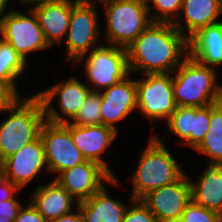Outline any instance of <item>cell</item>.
<instances>
[{
  "mask_svg": "<svg viewBox=\"0 0 222 222\" xmlns=\"http://www.w3.org/2000/svg\"><path fill=\"white\" fill-rule=\"evenodd\" d=\"M185 172L161 139L153 135L133 174V199H142L150 191L178 181Z\"/></svg>",
  "mask_w": 222,
  "mask_h": 222,
  "instance_id": "cell-4",
  "label": "cell"
},
{
  "mask_svg": "<svg viewBox=\"0 0 222 222\" xmlns=\"http://www.w3.org/2000/svg\"><path fill=\"white\" fill-rule=\"evenodd\" d=\"M78 209V213H70L59 218H56L50 222H84L81 211Z\"/></svg>",
  "mask_w": 222,
  "mask_h": 222,
  "instance_id": "cell-34",
  "label": "cell"
},
{
  "mask_svg": "<svg viewBox=\"0 0 222 222\" xmlns=\"http://www.w3.org/2000/svg\"><path fill=\"white\" fill-rule=\"evenodd\" d=\"M195 150L210 158L209 165H222V107L218 103L210 105L209 130Z\"/></svg>",
  "mask_w": 222,
  "mask_h": 222,
  "instance_id": "cell-24",
  "label": "cell"
},
{
  "mask_svg": "<svg viewBox=\"0 0 222 222\" xmlns=\"http://www.w3.org/2000/svg\"><path fill=\"white\" fill-rule=\"evenodd\" d=\"M108 195L104 186L90 198L76 204L84 222H122L127 206Z\"/></svg>",
  "mask_w": 222,
  "mask_h": 222,
  "instance_id": "cell-23",
  "label": "cell"
},
{
  "mask_svg": "<svg viewBox=\"0 0 222 222\" xmlns=\"http://www.w3.org/2000/svg\"><path fill=\"white\" fill-rule=\"evenodd\" d=\"M19 2L21 1L23 4H33V7L35 6H38L46 1H49V0H18Z\"/></svg>",
  "mask_w": 222,
  "mask_h": 222,
  "instance_id": "cell-36",
  "label": "cell"
},
{
  "mask_svg": "<svg viewBox=\"0 0 222 222\" xmlns=\"http://www.w3.org/2000/svg\"><path fill=\"white\" fill-rule=\"evenodd\" d=\"M21 207L18 200L0 202V222H14Z\"/></svg>",
  "mask_w": 222,
  "mask_h": 222,
  "instance_id": "cell-31",
  "label": "cell"
},
{
  "mask_svg": "<svg viewBox=\"0 0 222 222\" xmlns=\"http://www.w3.org/2000/svg\"><path fill=\"white\" fill-rule=\"evenodd\" d=\"M46 166V167H45ZM48 172L44 146L40 136L2 161V175L20 190L42 172Z\"/></svg>",
  "mask_w": 222,
  "mask_h": 222,
  "instance_id": "cell-14",
  "label": "cell"
},
{
  "mask_svg": "<svg viewBox=\"0 0 222 222\" xmlns=\"http://www.w3.org/2000/svg\"><path fill=\"white\" fill-rule=\"evenodd\" d=\"M189 56L205 66L222 65V21L199 29L188 39Z\"/></svg>",
  "mask_w": 222,
  "mask_h": 222,
  "instance_id": "cell-19",
  "label": "cell"
},
{
  "mask_svg": "<svg viewBox=\"0 0 222 222\" xmlns=\"http://www.w3.org/2000/svg\"><path fill=\"white\" fill-rule=\"evenodd\" d=\"M87 53L85 60V74L92 92H101V89L123 81L130 74L127 52L125 48L114 45H98Z\"/></svg>",
  "mask_w": 222,
  "mask_h": 222,
  "instance_id": "cell-6",
  "label": "cell"
},
{
  "mask_svg": "<svg viewBox=\"0 0 222 222\" xmlns=\"http://www.w3.org/2000/svg\"><path fill=\"white\" fill-rule=\"evenodd\" d=\"M79 0H49L31 9L37 16L44 38L51 47L67 35L72 7ZM62 39V40H61Z\"/></svg>",
  "mask_w": 222,
  "mask_h": 222,
  "instance_id": "cell-18",
  "label": "cell"
},
{
  "mask_svg": "<svg viewBox=\"0 0 222 222\" xmlns=\"http://www.w3.org/2000/svg\"><path fill=\"white\" fill-rule=\"evenodd\" d=\"M28 15L11 10L0 23L1 39L9 43L25 61L30 52L50 47L31 8Z\"/></svg>",
  "mask_w": 222,
  "mask_h": 222,
  "instance_id": "cell-9",
  "label": "cell"
},
{
  "mask_svg": "<svg viewBox=\"0 0 222 222\" xmlns=\"http://www.w3.org/2000/svg\"><path fill=\"white\" fill-rule=\"evenodd\" d=\"M63 125L70 131L72 141L80 149L86 160L99 163L114 176L101 155L113 143L114 139L117 138L118 132L103 124L77 126L67 122Z\"/></svg>",
  "mask_w": 222,
  "mask_h": 222,
  "instance_id": "cell-17",
  "label": "cell"
},
{
  "mask_svg": "<svg viewBox=\"0 0 222 222\" xmlns=\"http://www.w3.org/2000/svg\"><path fill=\"white\" fill-rule=\"evenodd\" d=\"M150 2L153 4V8L158 11L157 14H150L152 22L173 23L175 20H179L182 0H146L148 13H150L151 8Z\"/></svg>",
  "mask_w": 222,
  "mask_h": 222,
  "instance_id": "cell-27",
  "label": "cell"
},
{
  "mask_svg": "<svg viewBox=\"0 0 222 222\" xmlns=\"http://www.w3.org/2000/svg\"><path fill=\"white\" fill-rule=\"evenodd\" d=\"M96 0H79L71 10L67 31V59L76 64L84 60V55L98 42L100 25Z\"/></svg>",
  "mask_w": 222,
  "mask_h": 222,
  "instance_id": "cell-7",
  "label": "cell"
},
{
  "mask_svg": "<svg viewBox=\"0 0 222 222\" xmlns=\"http://www.w3.org/2000/svg\"><path fill=\"white\" fill-rule=\"evenodd\" d=\"M90 92L91 87H89V84L81 83L79 79L73 76L67 81L64 80L63 83L55 84L36 95L43 103L45 121L64 124L76 116ZM56 95L58 96L59 108L63 117L59 115L55 107L51 106Z\"/></svg>",
  "mask_w": 222,
  "mask_h": 222,
  "instance_id": "cell-11",
  "label": "cell"
},
{
  "mask_svg": "<svg viewBox=\"0 0 222 222\" xmlns=\"http://www.w3.org/2000/svg\"><path fill=\"white\" fill-rule=\"evenodd\" d=\"M18 191H20V189L15 184L6 179L3 175L0 176V202L17 200L14 196Z\"/></svg>",
  "mask_w": 222,
  "mask_h": 222,
  "instance_id": "cell-33",
  "label": "cell"
},
{
  "mask_svg": "<svg viewBox=\"0 0 222 222\" xmlns=\"http://www.w3.org/2000/svg\"><path fill=\"white\" fill-rule=\"evenodd\" d=\"M101 94L90 92L76 116L69 122L77 126L101 125Z\"/></svg>",
  "mask_w": 222,
  "mask_h": 222,
  "instance_id": "cell-26",
  "label": "cell"
},
{
  "mask_svg": "<svg viewBox=\"0 0 222 222\" xmlns=\"http://www.w3.org/2000/svg\"><path fill=\"white\" fill-rule=\"evenodd\" d=\"M218 104L222 107V97L220 98Z\"/></svg>",
  "mask_w": 222,
  "mask_h": 222,
  "instance_id": "cell-38",
  "label": "cell"
},
{
  "mask_svg": "<svg viewBox=\"0 0 222 222\" xmlns=\"http://www.w3.org/2000/svg\"><path fill=\"white\" fill-rule=\"evenodd\" d=\"M186 222H222V215L191 201L182 214Z\"/></svg>",
  "mask_w": 222,
  "mask_h": 222,
  "instance_id": "cell-28",
  "label": "cell"
},
{
  "mask_svg": "<svg viewBox=\"0 0 222 222\" xmlns=\"http://www.w3.org/2000/svg\"><path fill=\"white\" fill-rule=\"evenodd\" d=\"M14 222H47L38 210L29 202L25 208L21 207Z\"/></svg>",
  "mask_w": 222,
  "mask_h": 222,
  "instance_id": "cell-32",
  "label": "cell"
},
{
  "mask_svg": "<svg viewBox=\"0 0 222 222\" xmlns=\"http://www.w3.org/2000/svg\"><path fill=\"white\" fill-rule=\"evenodd\" d=\"M78 203L58 182L52 180L40 185L32 193L30 201L47 222L72 212L73 202Z\"/></svg>",
  "mask_w": 222,
  "mask_h": 222,
  "instance_id": "cell-20",
  "label": "cell"
},
{
  "mask_svg": "<svg viewBox=\"0 0 222 222\" xmlns=\"http://www.w3.org/2000/svg\"><path fill=\"white\" fill-rule=\"evenodd\" d=\"M130 72L173 73L189 56L188 38L169 22H151L126 48Z\"/></svg>",
  "mask_w": 222,
  "mask_h": 222,
  "instance_id": "cell-1",
  "label": "cell"
},
{
  "mask_svg": "<svg viewBox=\"0 0 222 222\" xmlns=\"http://www.w3.org/2000/svg\"><path fill=\"white\" fill-rule=\"evenodd\" d=\"M167 128L182 139L185 145L196 149L209 130L210 105L206 107H176L165 120Z\"/></svg>",
  "mask_w": 222,
  "mask_h": 222,
  "instance_id": "cell-15",
  "label": "cell"
},
{
  "mask_svg": "<svg viewBox=\"0 0 222 222\" xmlns=\"http://www.w3.org/2000/svg\"><path fill=\"white\" fill-rule=\"evenodd\" d=\"M159 222H186V221H185V219L182 216H180V217L172 219V220L159 221Z\"/></svg>",
  "mask_w": 222,
  "mask_h": 222,
  "instance_id": "cell-37",
  "label": "cell"
},
{
  "mask_svg": "<svg viewBox=\"0 0 222 222\" xmlns=\"http://www.w3.org/2000/svg\"><path fill=\"white\" fill-rule=\"evenodd\" d=\"M9 0H0V23L2 22L3 17L8 13L5 10H7V5Z\"/></svg>",
  "mask_w": 222,
  "mask_h": 222,
  "instance_id": "cell-35",
  "label": "cell"
},
{
  "mask_svg": "<svg viewBox=\"0 0 222 222\" xmlns=\"http://www.w3.org/2000/svg\"><path fill=\"white\" fill-rule=\"evenodd\" d=\"M106 11L107 44L127 48L152 22L146 0H96Z\"/></svg>",
  "mask_w": 222,
  "mask_h": 222,
  "instance_id": "cell-5",
  "label": "cell"
},
{
  "mask_svg": "<svg viewBox=\"0 0 222 222\" xmlns=\"http://www.w3.org/2000/svg\"><path fill=\"white\" fill-rule=\"evenodd\" d=\"M131 208L126 209L122 222H157L153 213L141 199L131 197Z\"/></svg>",
  "mask_w": 222,
  "mask_h": 222,
  "instance_id": "cell-29",
  "label": "cell"
},
{
  "mask_svg": "<svg viewBox=\"0 0 222 222\" xmlns=\"http://www.w3.org/2000/svg\"><path fill=\"white\" fill-rule=\"evenodd\" d=\"M187 174L178 181L150 191L141 200L148 206L157 222L182 216L192 201L191 185Z\"/></svg>",
  "mask_w": 222,
  "mask_h": 222,
  "instance_id": "cell-13",
  "label": "cell"
},
{
  "mask_svg": "<svg viewBox=\"0 0 222 222\" xmlns=\"http://www.w3.org/2000/svg\"><path fill=\"white\" fill-rule=\"evenodd\" d=\"M26 65V61L16 50L0 38V80L17 90L16 78L25 72Z\"/></svg>",
  "mask_w": 222,
  "mask_h": 222,
  "instance_id": "cell-25",
  "label": "cell"
},
{
  "mask_svg": "<svg viewBox=\"0 0 222 222\" xmlns=\"http://www.w3.org/2000/svg\"><path fill=\"white\" fill-rule=\"evenodd\" d=\"M48 173H61L86 161L63 124L45 121L40 129Z\"/></svg>",
  "mask_w": 222,
  "mask_h": 222,
  "instance_id": "cell-10",
  "label": "cell"
},
{
  "mask_svg": "<svg viewBox=\"0 0 222 222\" xmlns=\"http://www.w3.org/2000/svg\"><path fill=\"white\" fill-rule=\"evenodd\" d=\"M137 108L150 119H168L176 109L170 73L146 74L136 80Z\"/></svg>",
  "mask_w": 222,
  "mask_h": 222,
  "instance_id": "cell-8",
  "label": "cell"
},
{
  "mask_svg": "<svg viewBox=\"0 0 222 222\" xmlns=\"http://www.w3.org/2000/svg\"><path fill=\"white\" fill-rule=\"evenodd\" d=\"M100 94L101 124L118 132L114 124L137 109L136 80H131L128 76L123 81L104 89Z\"/></svg>",
  "mask_w": 222,
  "mask_h": 222,
  "instance_id": "cell-16",
  "label": "cell"
},
{
  "mask_svg": "<svg viewBox=\"0 0 222 222\" xmlns=\"http://www.w3.org/2000/svg\"><path fill=\"white\" fill-rule=\"evenodd\" d=\"M21 96L10 84L0 80V112L8 111Z\"/></svg>",
  "mask_w": 222,
  "mask_h": 222,
  "instance_id": "cell-30",
  "label": "cell"
},
{
  "mask_svg": "<svg viewBox=\"0 0 222 222\" xmlns=\"http://www.w3.org/2000/svg\"><path fill=\"white\" fill-rule=\"evenodd\" d=\"M77 202L84 201L105 185L104 181L117 184L113 176L105 167L97 162L86 160L70 169H67L54 178Z\"/></svg>",
  "mask_w": 222,
  "mask_h": 222,
  "instance_id": "cell-12",
  "label": "cell"
},
{
  "mask_svg": "<svg viewBox=\"0 0 222 222\" xmlns=\"http://www.w3.org/2000/svg\"><path fill=\"white\" fill-rule=\"evenodd\" d=\"M197 182L190 181L192 201L222 215V165H207Z\"/></svg>",
  "mask_w": 222,
  "mask_h": 222,
  "instance_id": "cell-22",
  "label": "cell"
},
{
  "mask_svg": "<svg viewBox=\"0 0 222 222\" xmlns=\"http://www.w3.org/2000/svg\"><path fill=\"white\" fill-rule=\"evenodd\" d=\"M7 112L8 118L0 125L1 161L35 141L45 122L43 103L37 95L19 99Z\"/></svg>",
  "mask_w": 222,
  "mask_h": 222,
  "instance_id": "cell-2",
  "label": "cell"
},
{
  "mask_svg": "<svg viewBox=\"0 0 222 222\" xmlns=\"http://www.w3.org/2000/svg\"><path fill=\"white\" fill-rule=\"evenodd\" d=\"M181 12L184 13L185 27L180 19L172 24L184 36V30L188 31L189 39L199 29L219 22L216 19L222 14V0H182Z\"/></svg>",
  "mask_w": 222,
  "mask_h": 222,
  "instance_id": "cell-21",
  "label": "cell"
},
{
  "mask_svg": "<svg viewBox=\"0 0 222 222\" xmlns=\"http://www.w3.org/2000/svg\"><path fill=\"white\" fill-rule=\"evenodd\" d=\"M173 73H177L172 76V81L178 107H206L218 103L222 97V85L215 80V70L190 56Z\"/></svg>",
  "mask_w": 222,
  "mask_h": 222,
  "instance_id": "cell-3",
  "label": "cell"
}]
</instances>
